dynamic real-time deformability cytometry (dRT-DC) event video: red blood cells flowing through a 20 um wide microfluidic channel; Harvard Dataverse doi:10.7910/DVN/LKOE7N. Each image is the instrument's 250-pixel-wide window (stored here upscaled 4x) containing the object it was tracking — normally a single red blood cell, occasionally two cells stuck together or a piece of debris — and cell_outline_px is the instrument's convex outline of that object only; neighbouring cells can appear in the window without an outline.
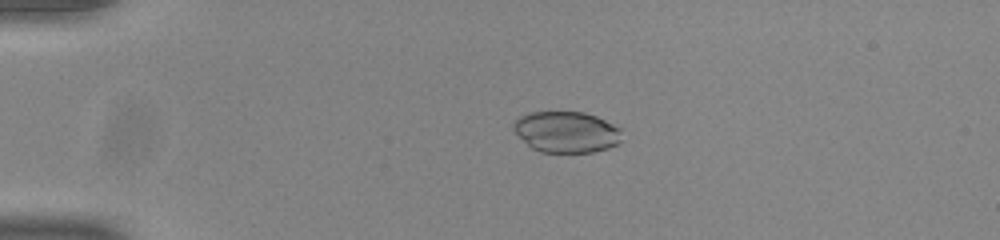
{"species": "common noctule bat (a hibernating species)", "species_latin": "Nyctalus noctula", "temperature_condition": "room temperature", "stored_images_in_passage": 54, "camera_frame_rate_fps": 3000, "um_per_image_px": 0.085, "animal": {"sex": "male", "body_mass_g": 20.0, "forearm_length_mm": 53.3}, "frame": {"image": 1, "passage_image": 13, "time_ms": 4.0, "image_size_px": [1000, 240], "cell_outline_px": [[620, 140], [616, 144], [608, 148], [592, 152], [540, 152], [532, 148], [512, 128], [512, 124], [520, 116], [528, 112], [584, 112], [596, 116], [620, 128]], "centroid_in_image_um": [48.13, 11.21], "position_along_channel_um": 36.9, "area_um2": 25.72}}
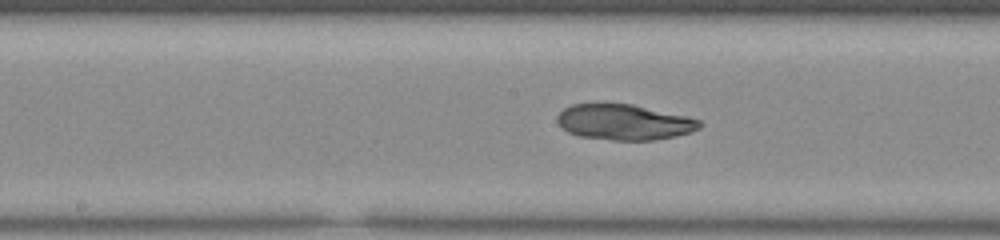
{"frame": {"image": 2, "passage_image": 29, "time_ms": 9.333, "image_size_px": [1000, 240], "cell_outline_px": [[704, 124], [700, 128], [692, 132], [676, 136], [656, 140], [612, 140], [580, 136], [568, 132], [556, 120], [556, 116], [564, 108], [572, 104], [632, 104], [688, 116], [700, 120]], "centroid_in_image_um": [53.1, 10.38], "position_along_channel_um": 195.1, "area_um2": 29.59}}
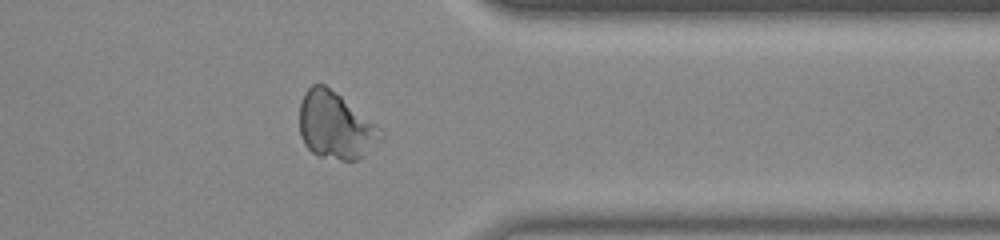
{"frame": {"image": 3, "passage_image": 44, "time_ms": 14.333, "image_size_px": [1000, 240], "cell_outline_px": [[380, 128], [364, 156], [356, 160], [340, 160], [320, 156], [312, 152], [304, 144], [300, 132], [300, 104], [304, 92], [312, 84], [324, 84], [340, 96], [376, 124]], "centroid_in_image_um": [28.41, 10.66], "position_along_channel_um": 383.0, "area_um2": 30.46}}